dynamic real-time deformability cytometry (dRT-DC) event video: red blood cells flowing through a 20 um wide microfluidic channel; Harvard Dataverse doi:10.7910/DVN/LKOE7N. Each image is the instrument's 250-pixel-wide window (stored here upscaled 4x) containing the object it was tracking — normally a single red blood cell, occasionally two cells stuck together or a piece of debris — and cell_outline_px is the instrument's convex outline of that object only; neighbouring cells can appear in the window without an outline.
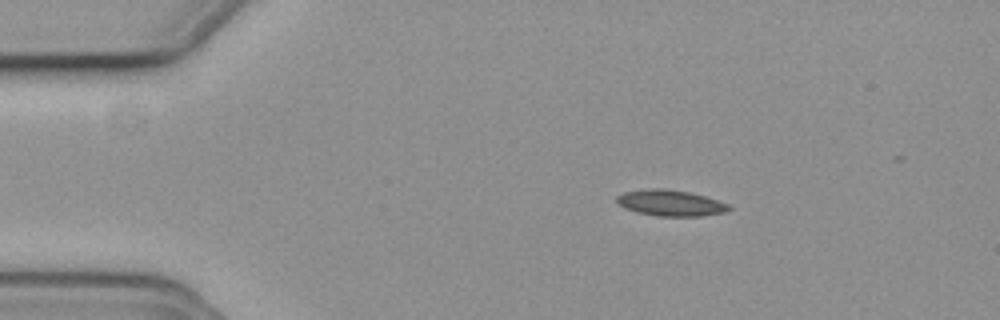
{"species": "common noctule bat (a hibernating species)", "species_latin": "Nyctalus noctula", "temperature_condition": "cold", "stored_images_in_passage": 45, "camera_frame_rate_fps": 3000, "um_per_image_px": 0.085, "animal": {"sex": "female", "body_mass_g": 19.3, "forearm_length_mm": 54.1}, "frame": {"image": 1, "passage_image": 1, "time_ms": 0.0, "image_size_px": [1000, 320], "cell_outline_px": [[732, 208], [724, 212], [700, 216], [656, 216], [636, 212], [624, 208], [616, 204], [616, 196], [624, 192], [652, 188], [664, 188], [688, 192], [704, 196], [728, 204]], "centroid_in_image_um": [56.93, 17.25], "position_along_channel_um": 28.1, "area_um2": 16.99}}
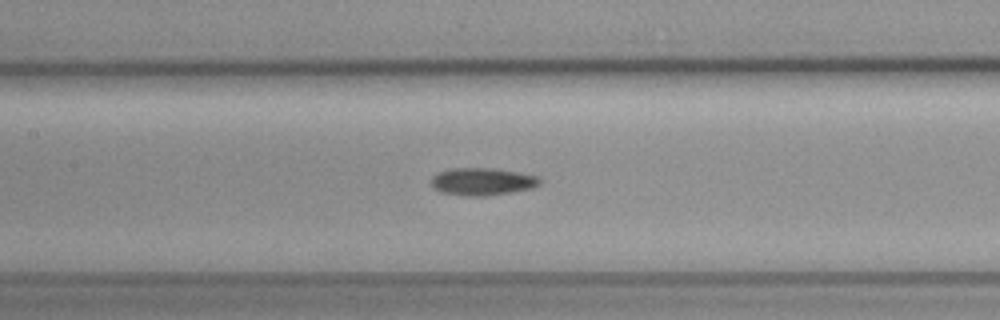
{"frame": {"image": 2, "passage_image": 17, "time_ms": 5.333, "image_size_px": [1000, 320], "cell_outline_px": [[540, 184], [532, 188], [512, 192], [484, 196], [468, 196], [440, 192], [432, 188], [432, 176], [440, 172], [452, 168], [492, 168], [540, 176]], "centroid_in_image_um": [41.0, 15.44], "position_along_channel_um": 166.4, "area_um2": 17.34}}
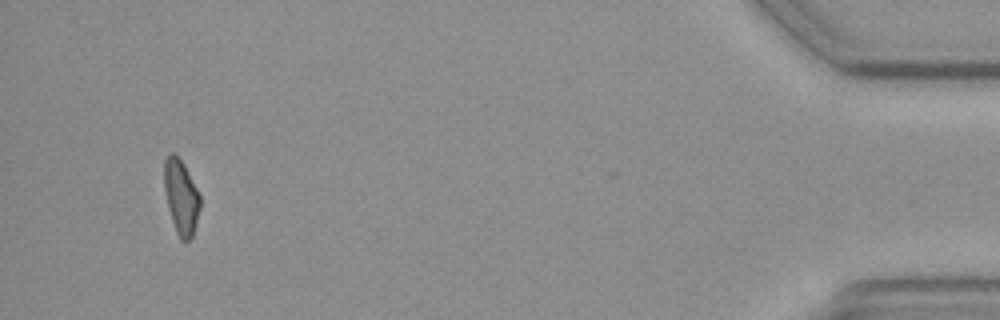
{"frame": {"image": 3, "passage_image": 44, "time_ms": 14.333, "image_size_px": [1000, 320], "cell_outline_px": [[200, 208], [192, 236], [188, 240], [180, 240], [176, 232], [168, 208], [164, 188], [164, 160], [172, 152], [184, 164], [200, 196]], "centroid_in_image_um": [15.38, 16.75], "position_along_channel_um": 419.8, "area_um2": 15.32}, "authors_computed_cell_mechanics": {"area_um2": 16.473, "velocity_mm_per_s": 3.7387, "shape_relaxation_time_tau1_ms": 6.8679, "shape_relaxation_time_tau2_ms": null, "deformation_change_tau1": 0.1225, "deformation_change_tau2": null}}